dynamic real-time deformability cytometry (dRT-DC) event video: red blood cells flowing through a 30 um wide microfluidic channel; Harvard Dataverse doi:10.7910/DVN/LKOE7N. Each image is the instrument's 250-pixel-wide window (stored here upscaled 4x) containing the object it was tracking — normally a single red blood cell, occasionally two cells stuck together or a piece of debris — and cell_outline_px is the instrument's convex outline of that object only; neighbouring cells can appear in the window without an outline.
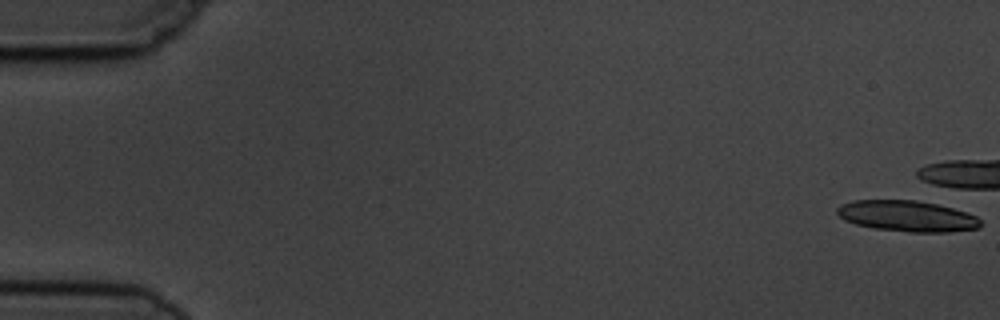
{"species": "common noctule bat (a hibernating species)", "species_latin": "Nyctalus noctula", "temperature_condition": "cold", "stored_images_in_passage": 1, "camera_frame_rate_fps": 3000, "um_per_image_px": 0.085, "animal": {"sex": "male", "body_mass_g": 19.5, "forearm_length_mm": 54.6}, "frame": {"image": 1, "passage_image": 1, "time_ms": 0.0, "image_size_px": [1000, 320], "cell_outline_px": [[980, 228], [948, 232], [908, 232], [876, 228], [856, 224], [844, 220], [836, 212], [836, 208], [840, 204], [852, 200], [916, 200], [936, 204], [968, 212], [976, 216], [980, 220]], "centroid_in_image_um": [77.1, 18.36], "position_along_channel_um": 7.9, "area_um2": 25.89}}